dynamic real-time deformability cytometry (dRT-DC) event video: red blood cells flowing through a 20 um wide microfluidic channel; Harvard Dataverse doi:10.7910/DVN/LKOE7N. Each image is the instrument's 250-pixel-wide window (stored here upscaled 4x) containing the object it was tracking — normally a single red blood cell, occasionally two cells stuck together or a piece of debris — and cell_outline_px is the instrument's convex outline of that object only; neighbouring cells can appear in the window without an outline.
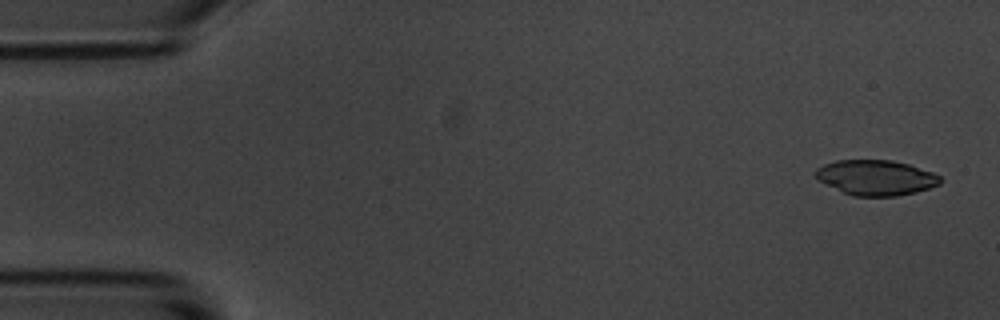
{"species": "common noctule bat (a hibernating species)", "species_latin": "Nyctalus noctula", "temperature_condition": "room temperature", "stored_images_in_passage": 6, "camera_frame_rate_fps": 3000, "um_per_image_px": 0.085, "animal": {"sex": "male", "body_mass_g": 20.1, "forearm_length_mm": 53.5}, "frame": {"image": 1, "passage_image": 1, "time_ms": 0.0, "image_size_px": [1000, 320], "cell_outline_px": [[940, 184], [916, 192], [896, 196], [852, 196], [820, 180], [812, 172], [816, 168], [824, 164], [836, 160], [892, 160], [908, 164], [932, 172], [940, 176]], "centroid_in_image_um": [74.45, 15.09], "position_along_channel_um": 10.6, "area_um2": 25.37}}
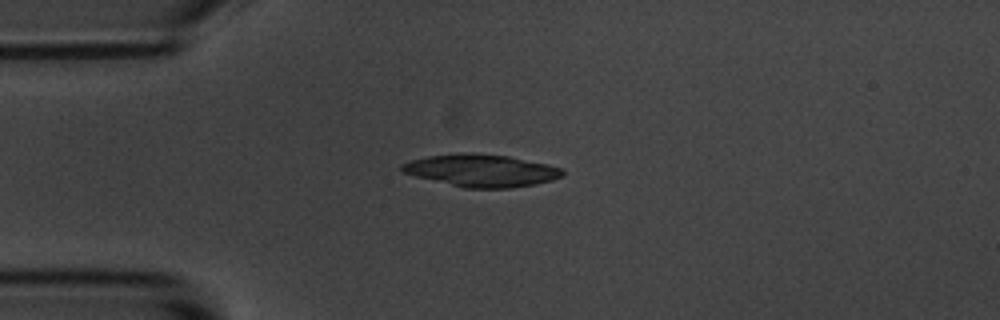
{"frame": {"image": 2, "passage_image": 4, "time_ms": 1.0, "image_size_px": [1000, 320], "cell_outline_px": [[564, 176], [552, 180], [536, 184], [508, 188], [464, 188], [400, 172], [400, 164], [412, 160], [428, 156], [468, 152], [472, 152], [508, 156], [548, 164], [564, 168]], "centroid_in_image_um": [40.94, 14.49], "position_along_channel_um": 44.1, "area_um2": 30.4}}